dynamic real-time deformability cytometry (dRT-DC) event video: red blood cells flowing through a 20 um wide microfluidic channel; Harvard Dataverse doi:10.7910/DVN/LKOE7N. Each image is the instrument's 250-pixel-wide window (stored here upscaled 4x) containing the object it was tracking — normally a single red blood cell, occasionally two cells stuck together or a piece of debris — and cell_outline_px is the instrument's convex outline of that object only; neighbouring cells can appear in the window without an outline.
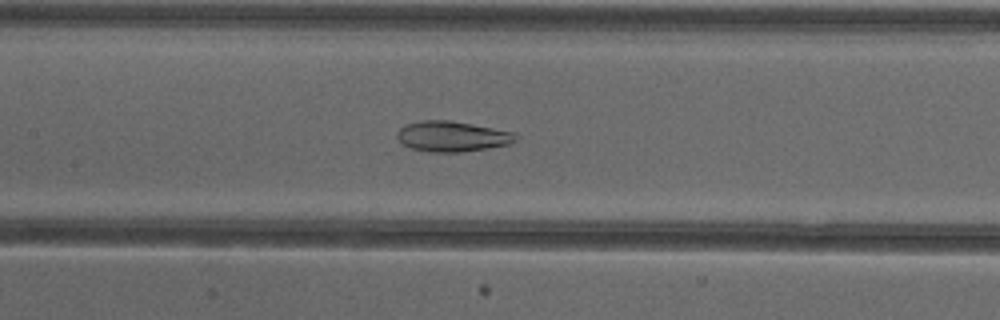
{"species": "common noctule bat (a hibernating species)", "species_latin": "Nyctalus noctula", "temperature_condition": "cold", "stored_images_in_passage": 54, "camera_frame_rate_fps": 3000, "um_per_image_px": 0.085, "animal": {"sex": "female"}, "frame": {"image": 1, "passage_image": 26, "time_ms": 8.333, "image_size_px": [1000, 320], "cell_outline_px": [[520, 136], [516, 140], [508, 144], [460, 152], [432, 152], [412, 148], [404, 144], [396, 136], [396, 132], [404, 124], [420, 120], [448, 120], [472, 124], [516, 132]], "centroid_in_image_um": [38.43, 11.57], "position_along_channel_um": 169.0, "area_um2": 20.98}}
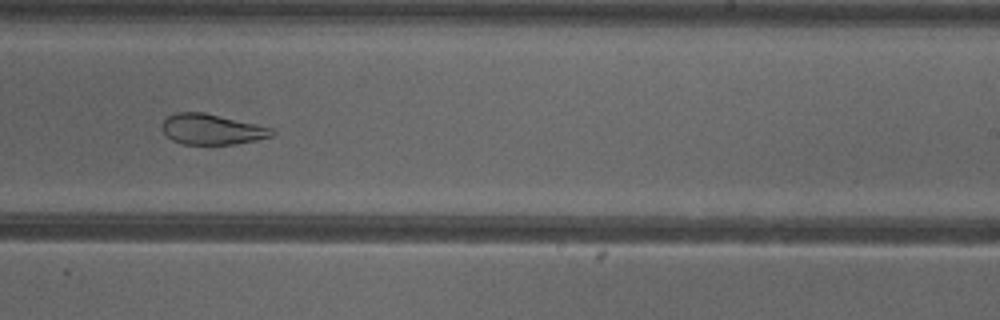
{"frame": {"image": 2, "passage_image": 34, "time_ms": 11.0, "image_size_px": [1000, 320], "cell_outline_px": [[276, 132], [272, 136], [256, 140], [236, 144], [184, 144], [172, 140], [164, 132], [160, 124], [168, 116], [176, 112], [204, 112], [272, 128]], "centroid_in_image_um": [17.99, 10.99], "position_along_channel_um": 271.0, "area_um2": 19.42}}
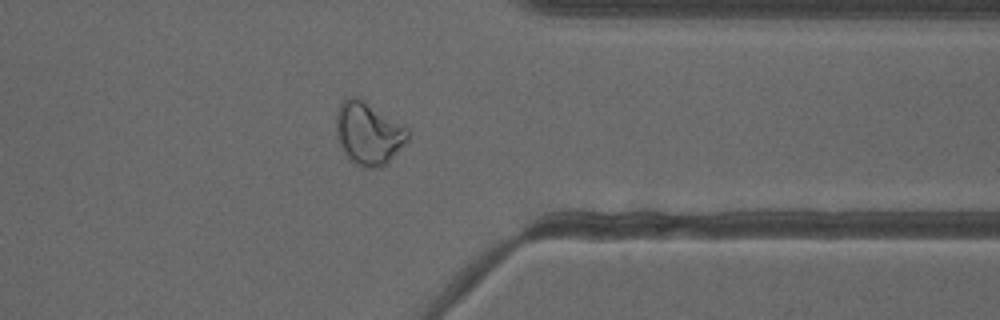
{"frame": {"image": 3, "passage_image": 43, "time_ms": 14.0, "image_size_px": [1000, 320], "cell_outline_px": [[408, 140], [388, 164], [376, 168], [364, 168], [356, 164], [344, 152], [336, 136], [336, 116], [340, 104], [344, 100], [352, 96], [356, 96], [364, 100], [408, 128]], "centroid_in_image_um": [31.32, 11.35], "position_along_channel_um": 380.1, "area_um2": 26.07}, "authors_computed_cell_mechanics": {"area_um2": 27.3683, "velocity_mm_per_s": 3.8433, "shape_relaxation_time_tau1_ms": null, "shape_relaxation_time_tau2_ms": 2.1093, "deformation_change_tau1": null, "deformation_change_tau2": 0.0867}}